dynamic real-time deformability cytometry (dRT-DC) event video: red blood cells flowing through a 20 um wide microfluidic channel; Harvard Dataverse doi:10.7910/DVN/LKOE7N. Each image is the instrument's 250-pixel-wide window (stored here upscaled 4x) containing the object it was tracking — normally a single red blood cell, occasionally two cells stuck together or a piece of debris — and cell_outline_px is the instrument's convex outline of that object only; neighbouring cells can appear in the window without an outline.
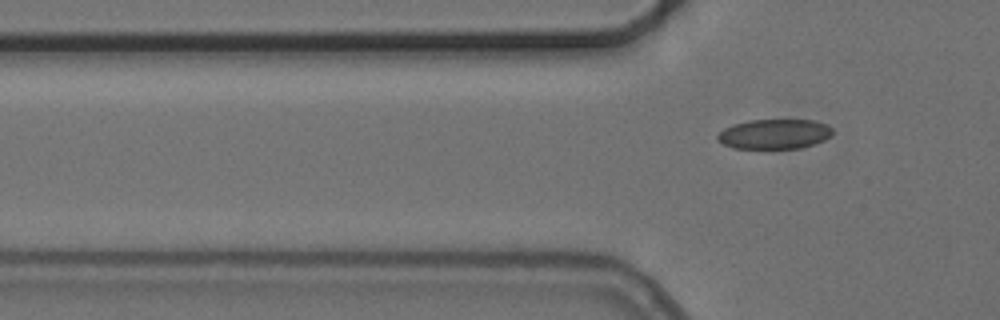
{"species": "common noctule bat (a hibernating species)", "species_latin": "Nyctalus noctula", "temperature_condition": "cold", "stored_images_in_passage": 6, "segment_of_instrument_passage": [2, 2], "camera_frame_rate_fps": 3000, "um_per_image_px": 0.085, "animal": {"sex": "female", "body_mass_g": 24.6, "forearm_length_mm": 56.2}, "frame": {"image": 1, "passage_image": 6, "time_ms": 6.0, "image_size_px": [1000, 320], "cell_outline_px": [[832, 136], [824, 140], [800, 148], [772, 152], [732, 148], [716, 140], [716, 136], [724, 128], [732, 124], [748, 120], [812, 120], [828, 124], [832, 128]], "centroid_in_image_um": [65.79, 11.45], "position_along_channel_um": 60.0, "area_um2": 21.04}}